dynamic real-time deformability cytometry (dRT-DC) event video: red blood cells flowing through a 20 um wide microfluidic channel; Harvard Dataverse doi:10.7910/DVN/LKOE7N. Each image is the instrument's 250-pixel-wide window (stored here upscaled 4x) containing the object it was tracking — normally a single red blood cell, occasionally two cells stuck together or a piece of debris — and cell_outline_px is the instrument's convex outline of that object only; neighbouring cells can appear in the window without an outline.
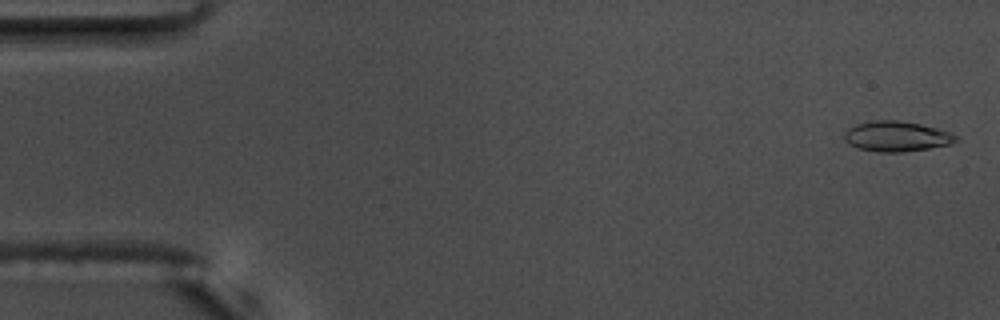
{"species": "common noctule bat (a hibernating species)", "species_latin": "Nyctalus noctula", "temperature_condition": "warm", "stored_images_in_passage": 56, "camera_frame_rate_fps": 3000, "um_per_image_px": 0.085, "animal": {"sex": "male", "body_mass_g": 17.5, "forearm_length_mm": 52.3}, "frame": {"image": 1, "passage_image": 2, "time_ms": 0.333, "image_size_px": [1000, 320], "cell_outline_px": [[956, 140], [948, 144], [928, 148], [900, 152], [880, 152], [856, 148], [848, 144], [844, 140], [844, 132], [848, 128], [856, 124], [872, 120], [900, 120], [920, 124], [952, 132], [956, 136]], "centroid_in_image_um": [76.14, 11.58], "position_along_channel_um": 8.9, "area_um2": 19.65}}
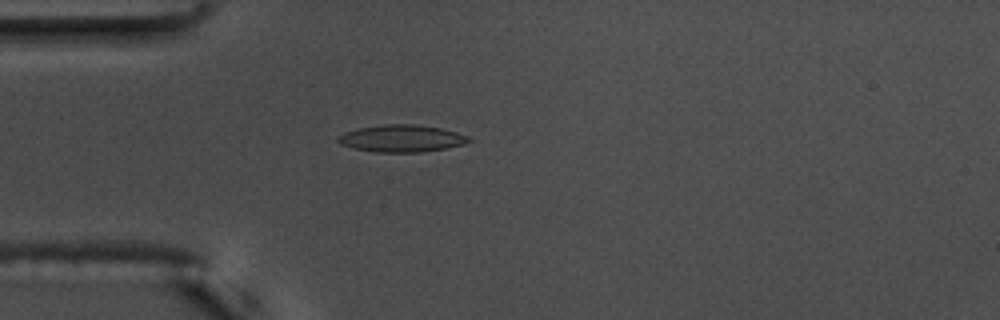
{"frame": {"image": 2, "passage_image": 16, "time_ms": 5.0, "image_size_px": [1000, 320], "cell_outline_px": [[472, 140], [464, 144], [444, 148], [420, 152], [376, 152], [352, 148], [340, 144], [336, 140], [336, 136], [344, 132], [360, 128], [384, 124], [416, 124], [440, 128], [456, 132], [468, 136]], "centroid_in_image_um": [34.09, 11.76], "position_along_channel_um": 50.9, "area_um2": 20.63}}
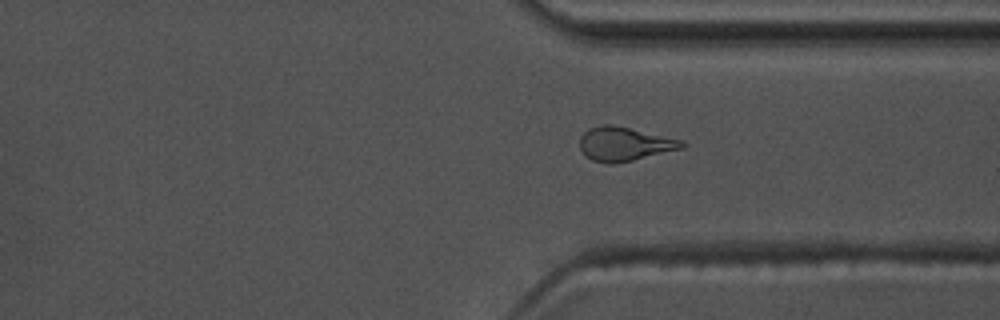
{"frame": {"image": 3, "passage_image": 42, "time_ms": 13.667, "image_size_px": [1000, 320], "cell_outline_px": [[688, 144], [684, 148], [616, 164], [608, 164], [592, 160], [584, 156], [580, 148], [580, 136], [588, 128], [604, 124], [612, 124], [680, 140]], "centroid_in_image_um": [53.04, 12.25], "position_along_channel_um": 358.4, "area_um2": 20.17}, "authors_computed_cell_mechanics": {"area_um2": 19.6809, "velocity_mm_per_s": 3.6546, "shape_relaxation_time_tau1_ms": 6.6964, "shape_relaxation_time_tau2_ms": 2.2201, "deformation_change_tau1": 0.2191, "deformation_change_tau2": 0.1113}}